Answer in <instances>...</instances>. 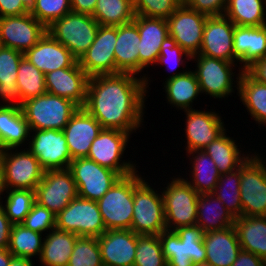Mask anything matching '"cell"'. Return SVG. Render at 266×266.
<instances>
[{
	"label": "cell",
	"instance_id": "18",
	"mask_svg": "<svg viewBox=\"0 0 266 266\" xmlns=\"http://www.w3.org/2000/svg\"><path fill=\"white\" fill-rule=\"evenodd\" d=\"M47 28L30 13L0 17V46L22 53L45 35Z\"/></svg>",
	"mask_w": 266,
	"mask_h": 266
},
{
	"label": "cell",
	"instance_id": "15",
	"mask_svg": "<svg viewBox=\"0 0 266 266\" xmlns=\"http://www.w3.org/2000/svg\"><path fill=\"white\" fill-rule=\"evenodd\" d=\"M26 148L45 171L67 169L72 161L63 130H30Z\"/></svg>",
	"mask_w": 266,
	"mask_h": 266
},
{
	"label": "cell",
	"instance_id": "2",
	"mask_svg": "<svg viewBox=\"0 0 266 266\" xmlns=\"http://www.w3.org/2000/svg\"><path fill=\"white\" fill-rule=\"evenodd\" d=\"M144 179L139 171L120 177L97 201L106 230L131 229L133 191Z\"/></svg>",
	"mask_w": 266,
	"mask_h": 266
},
{
	"label": "cell",
	"instance_id": "9",
	"mask_svg": "<svg viewBox=\"0 0 266 266\" xmlns=\"http://www.w3.org/2000/svg\"><path fill=\"white\" fill-rule=\"evenodd\" d=\"M265 159L263 154L254 151L240 166L242 216H266Z\"/></svg>",
	"mask_w": 266,
	"mask_h": 266
},
{
	"label": "cell",
	"instance_id": "44",
	"mask_svg": "<svg viewBox=\"0 0 266 266\" xmlns=\"http://www.w3.org/2000/svg\"><path fill=\"white\" fill-rule=\"evenodd\" d=\"M191 58L192 57L176 43L173 37L168 35L161 45L155 67L156 65L159 67H161L160 65H165V67L168 68V71L170 70L172 72L167 78H165L168 80L186 73L188 71L187 68L186 70L183 69L180 71L178 65L183 66L187 64L189 61H191ZM185 59L187 61H185ZM176 68L178 69L176 70Z\"/></svg>",
	"mask_w": 266,
	"mask_h": 266
},
{
	"label": "cell",
	"instance_id": "29",
	"mask_svg": "<svg viewBox=\"0 0 266 266\" xmlns=\"http://www.w3.org/2000/svg\"><path fill=\"white\" fill-rule=\"evenodd\" d=\"M140 36L137 24L132 21L117 26V40L115 44V64L121 73L139 75Z\"/></svg>",
	"mask_w": 266,
	"mask_h": 266
},
{
	"label": "cell",
	"instance_id": "59",
	"mask_svg": "<svg viewBox=\"0 0 266 266\" xmlns=\"http://www.w3.org/2000/svg\"><path fill=\"white\" fill-rule=\"evenodd\" d=\"M3 191L2 189V173H1V158H0V194Z\"/></svg>",
	"mask_w": 266,
	"mask_h": 266
},
{
	"label": "cell",
	"instance_id": "49",
	"mask_svg": "<svg viewBox=\"0 0 266 266\" xmlns=\"http://www.w3.org/2000/svg\"><path fill=\"white\" fill-rule=\"evenodd\" d=\"M55 214L47 208L34 203L30 212L27 214L24 221L21 223L25 228L41 234H47L55 228Z\"/></svg>",
	"mask_w": 266,
	"mask_h": 266
},
{
	"label": "cell",
	"instance_id": "51",
	"mask_svg": "<svg viewBox=\"0 0 266 266\" xmlns=\"http://www.w3.org/2000/svg\"><path fill=\"white\" fill-rule=\"evenodd\" d=\"M29 11L21 0H0V17L19 16Z\"/></svg>",
	"mask_w": 266,
	"mask_h": 266
},
{
	"label": "cell",
	"instance_id": "58",
	"mask_svg": "<svg viewBox=\"0 0 266 266\" xmlns=\"http://www.w3.org/2000/svg\"><path fill=\"white\" fill-rule=\"evenodd\" d=\"M22 3L29 9L31 10L32 7L35 5V3L37 2V0H21Z\"/></svg>",
	"mask_w": 266,
	"mask_h": 266
},
{
	"label": "cell",
	"instance_id": "16",
	"mask_svg": "<svg viewBox=\"0 0 266 266\" xmlns=\"http://www.w3.org/2000/svg\"><path fill=\"white\" fill-rule=\"evenodd\" d=\"M116 40L117 26H99L95 40L78 60L89 77L121 73L115 64Z\"/></svg>",
	"mask_w": 266,
	"mask_h": 266
},
{
	"label": "cell",
	"instance_id": "39",
	"mask_svg": "<svg viewBox=\"0 0 266 266\" xmlns=\"http://www.w3.org/2000/svg\"><path fill=\"white\" fill-rule=\"evenodd\" d=\"M102 26H119L134 21L133 0H97L91 15Z\"/></svg>",
	"mask_w": 266,
	"mask_h": 266
},
{
	"label": "cell",
	"instance_id": "55",
	"mask_svg": "<svg viewBox=\"0 0 266 266\" xmlns=\"http://www.w3.org/2000/svg\"><path fill=\"white\" fill-rule=\"evenodd\" d=\"M97 0H71V9L74 13L92 15Z\"/></svg>",
	"mask_w": 266,
	"mask_h": 266
},
{
	"label": "cell",
	"instance_id": "5",
	"mask_svg": "<svg viewBox=\"0 0 266 266\" xmlns=\"http://www.w3.org/2000/svg\"><path fill=\"white\" fill-rule=\"evenodd\" d=\"M30 130H63L79 108L66 98L45 93L20 106Z\"/></svg>",
	"mask_w": 266,
	"mask_h": 266
},
{
	"label": "cell",
	"instance_id": "24",
	"mask_svg": "<svg viewBox=\"0 0 266 266\" xmlns=\"http://www.w3.org/2000/svg\"><path fill=\"white\" fill-rule=\"evenodd\" d=\"M103 128L84 108H78L64 127L71 159L87 157L92 142Z\"/></svg>",
	"mask_w": 266,
	"mask_h": 266
},
{
	"label": "cell",
	"instance_id": "42",
	"mask_svg": "<svg viewBox=\"0 0 266 266\" xmlns=\"http://www.w3.org/2000/svg\"><path fill=\"white\" fill-rule=\"evenodd\" d=\"M213 194L223 203L234 219L241 217L240 168L221 174Z\"/></svg>",
	"mask_w": 266,
	"mask_h": 266
},
{
	"label": "cell",
	"instance_id": "30",
	"mask_svg": "<svg viewBox=\"0 0 266 266\" xmlns=\"http://www.w3.org/2000/svg\"><path fill=\"white\" fill-rule=\"evenodd\" d=\"M227 130L203 149L215 162L220 174H226L240 168L253 153L251 151L244 152V149L240 147L241 144L236 142L229 134L227 135Z\"/></svg>",
	"mask_w": 266,
	"mask_h": 266
},
{
	"label": "cell",
	"instance_id": "8",
	"mask_svg": "<svg viewBox=\"0 0 266 266\" xmlns=\"http://www.w3.org/2000/svg\"><path fill=\"white\" fill-rule=\"evenodd\" d=\"M146 180L133 191L131 230L137 235H159L167 230L161 189L157 191Z\"/></svg>",
	"mask_w": 266,
	"mask_h": 266
},
{
	"label": "cell",
	"instance_id": "11",
	"mask_svg": "<svg viewBox=\"0 0 266 266\" xmlns=\"http://www.w3.org/2000/svg\"><path fill=\"white\" fill-rule=\"evenodd\" d=\"M99 26L91 15L70 12L47 27V32L79 60L95 40Z\"/></svg>",
	"mask_w": 266,
	"mask_h": 266
},
{
	"label": "cell",
	"instance_id": "26",
	"mask_svg": "<svg viewBox=\"0 0 266 266\" xmlns=\"http://www.w3.org/2000/svg\"><path fill=\"white\" fill-rule=\"evenodd\" d=\"M233 47L238 70H245L254 61L266 57V25H235Z\"/></svg>",
	"mask_w": 266,
	"mask_h": 266
},
{
	"label": "cell",
	"instance_id": "12",
	"mask_svg": "<svg viewBox=\"0 0 266 266\" xmlns=\"http://www.w3.org/2000/svg\"><path fill=\"white\" fill-rule=\"evenodd\" d=\"M55 228L96 238L106 231L97 202L80 197L73 199L55 216Z\"/></svg>",
	"mask_w": 266,
	"mask_h": 266
},
{
	"label": "cell",
	"instance_id": "7",
	"mask_svg": "<svg viewBox=\"0 0 266 266\" xmlns=\"http://www.w3.org/2000/svg\"><path fill=\"white\" fill-rule=\"evenodd\" d=\"M0 158L2 189L35 191L45 170L26 147L1 150Z\"/></svg>",
	"mask_w": 266,
	"mask_h": 266
},
{
	"label": "cell",
	"instance_id": "34",
	"mask_svg": "<svg viewBox=\"0 0 266 266\" xmlns=\"http://www.w3.org/2000/svg\"><path fill=\"white\" fill-rule=\"evenodd\" d=\"M241 250L266 261V216H241L234 221Z\"/></svg>",
	"mask_w": 266,
	"mask_h": 266
},
{
	"label": "cell",
	"instance_id": "3",
	"mask_svg": "<svg viewBox=\"0 0 266 266\" xmlns=\"http://www.w3.org/2000/svg\"><path fill=\"white\" fill-rule=\"evenodd\" d=\"M203 230L198 226L165 230L159 234L162 253L168 266H193L206 261Z\"/></svg>",
	"mask_w": 266,
	"mask_h": 266
},
{
	"label": "cell",
	"instance_id": "22",
	"mask_svg": "<svg viewBox=\"0 0 266 266\" xmlns=\"http://www.w3.org/2000/svg\"><path fill=\"white\" fill-rule=\"evenodd\" d=\"M89 76L77 62L73 67L60 68L45 74L47 93L71 100L79 108L86 102Z\"/></svg>",
	"mask_w": 266,
	"mask_h": 266
},
{
	"label": "cell",
	"instance_id": "60",
	"mask_svg": "<svg viewBox=\"0 0 266 266\" xmlns=\"http://www.w3.org/2000/svg\"><path fill=\"white\" fill-rule=\"evenodd\" d=\"M193 266H212V265H210L207 262H204V263H199V264H193Z\"/></svg>",
	"mask_w": 266,
	"mask_h": 266
},
{
	"label": "cell",
	"instance_id": "43",
	"mask_svg": "<svg viewBox=\"0 0 266 266\" xmlns=\"http://www.w3.org/2000/svg\"><path fill=\"white\" fill-rule=\"evenodd\" d=\"M16 83L23 102L47 93L45 74L25 57L20 61Z\"/></svg>",
	"mask_w": 266,
	"mask_h": 266
},
{
	"label": "cell",
	"instance_id": "56",
	"mask_svg": "<svg viewBox=\"0 0 266 266\" xmlns=\"http://www.w3.org/2000/svg\"><path fill=\"white\" fill-rule=\"evenodd\" d=\"M33 259L13 257L8 266H34Z\"/></svg>",
	"mask_w": 266,
	"mask_h": 266
},
{
	"label": "cell",
	"instance_id": "32",
	"mask_svg": "<svg viewBox=\"0 0 266 266\" xmlns=\"http://www.w3.org/2000/svg\"><path fill=\"white\" fill-rule=\"evenodd\" d=\"M162 84L166 101L171 108L175 107L178 111L195 109L192 104L197 101L199 95H202L197 77L191 69L182 75L163 81Z\"/></svg>",
	"mask_w": 266,
	"mask_h": 266
},
{
	"label": "cell",
	"instance_id": "25",
	"mask_svg": "<svg viewBox=\"0 0 266 266\" xmlns=\"http://www.w3.org/2000/svg\"><path fill=\"white\" fill-rule=\"evenodd\" d=\"M24 57L46 74L60 68L73 67L78 59L48 32L24 53Z\"/></svg>",
	"mask_w": 266,
	"mask_h": 266
},
{
	"label": "cell",
	"instance_id": "54",
	"mask_svg": "<svg viewBox=\"0 0 266 266\" xmlns=\"http://www.w3.org/2000/svg\"><path fill=\"white\" fill-rule=\"evenodd\" d=\"M254 79L266 84V57L254 61L245 69Z\"/></svg>",
	"mask_w": 266,
	"mask_h": 266
},
{
	"label": "cell",
	"instance_id": "14",
	"mask_svg": "<svg viewBox=\"0 0 266 266\" xmlns=\"http://www.w3.org/2000/svg\"><path fill=\"white\" fill-rule=\"evenodd\" d=\"M76 197H78L77 186L68 168L45 171L35 189L36 203L55 215Z\"/></svg>",
	"mask_w": 266,
	"mask_h": 266
},
{
	"label": "cell",
	"instance_id": "17",
	"mask_svg": "<svg viewBox=\"0 0 266 266\" xmlns=\"http://www.w3.org/2000/svg\"><path fill=\"white\" fill-rule=\"evenodd\" d=\"M207 17L182 2L167 19L169 35L191 57L199 54Z\"/></svg>",
	"mask_w": 266,
	"mask_h": 266
},
{
	"label": "cell",
	"instance_id": "10",
	"mask_svg": "<svg viewBox=\"0 0 266 266\" xmlns=\"http://www.w3.org/2000/svg\"><path fill=\"white\" fill-rule=\"evenodd\" d=\"M131 135L122 130L103 128L92 142L87 158L116 171L121 177L134 173L139 165L129 158L127 161L123 159L126 147L130 148Z\"/></svg>",
	"mask_w": 266,
	"mask_h": 266
},
{
	"label": "cell",
	"instance_id": "45",
	"mask_svg": "<svg viewBox=\"0 0 266 266\" xmlns=\"http://www.w3.org/2000/svg\"><path fill=\"white\" fill-rule=\"evenodd\" d=\"M134 266H168L159 235H139Z\"/></svg>",
	"mask_w": 266,
	"mask_h": 266
},
{
	"label": "cell",
	"instance_id": "52",
	"mask_svg": "<svg viewBox=\"0 0 266 266\" xmlns=\"http://www.w3.org/2000/svg\"><path fill=\"white\" fill-rule=\"evenodd\" d=\"M232 266H266V261L254 253L241 250Z\"/></svg>",
	"mask_w": 266,
	"mask_h": 266
},
{
	"label": "cell",
	"instance_id": "13",
	"mask_svg": "<svg viewBox=\"0 0 266 266\" xmlns=\"http://www.w3.org/2000/svg\"><path fill=\"white\" fill-rule=\"evenodd\" d=\"M68 169L76 183L78 197L96 202L121 177L87 157L73 159Z\"/></svg>",
	"mask_w": 266,
	"mask_h": 266
},
{
	"label": "cell",
	"instance_id": "36",
	"mask_svg": "<svg viewBox=\"0 0 266 266\" xmlns=\"http://www.w3.org/2000/svg\"><path fill=\"white\" fill-rule=\"evenodd\" d=\"M234 221L235 219L213 193L198 195L196 225L204 233L226 229L233 226Z\"/></svg>",
	"mask_w": 266,
	"mask_h": 266
},
{
	"label": "cell",
	"instance_id": "28",
	"mask_svg": "<svg viewBox=\"0 0 266 266\" xmlns=\"http://www.w3.org/2000/svg\"><path fill=\"white\" fill-rule=\"evenodd\" d=\"M30 132L20 106L0 105V151L22 146L25 148Z\"/></svg>",
	"mask_w": 266,
	"mask_h": 266
},
{
	"label": "cell",
	"instance_id": "33",
	"mask_svg": "<svg viewBox=\"0 0 266 266\" xmlns=\"http://www.w3.org/2000/svg\"><path fill=\"white\" fill-rule=\"evenodd\" d=\"M186 157L191 162L189 164L191 166L188 167L191 170H188V172H190L189 178H185L184 176L182 178L186 180L198 194L213 193L221 175L215 162L203 150L187 152Z\"/></svg>",
	"mask_w": 266,
	"mask_h": 266
},
{
	"label": "cell",
	"instance_id": "50",
	"mask_svg": "<svg viewBox=\"0 0 266 266\" xmlns=\"http://www.w3.org/2000/svg\"><path fill=\"white\" fill-rule=\"evenodd\" d=\"M189 8L207 16L224 15L228 0H183Z\"/></svg>",
	"mask_w": 266,
	"mask_h": 266
},
{
	"label": "cell",
	"instance_id": "31",
	"mask_svg": "<svg viewBox=\"0 0 266 266\" xmlns=\"http://www.w3.org/2000/svg\"><path fill=\"white\" fill-rule=\"evenodd\" d=\"M24 53L0 46V105L23 104L17 86V72ZM2 100V101H1Z\"/></svg>",
	"mask_w": 266,
	"mask_h": 266
},
{
	"label": "cell",
	"instance_id": "46",
	"mask_svg": "<svg viewBox=\"0 0 266 266\" xmlns=\"http://www.w3.org/2000/svg\"><path fill=\"white\" fill-rule=\"evenodd\" d=\"M67 266H104L97 238L78 236Z\"/></svg>",
	"mask_w": 266,
	"mask_h": 266
},
{
	"label": "cell",
	"instance_id": "37",
	"mask_svg": "<svg viewBox=\"0 0 266 266\" xmlns=\"http://www.w3.org/2000/svg\"><path fill=\"white\" fill-rule=\"evenodd\" d=\"M78 235L52 229L45 234L39 261L42 266H67Z\"/></svg>",
	"mask_w": 266,
	"mask_h": 266
},
{
	"label": "cell",
	"instance_id": "21",
	"mask_svg": "<svg viewBox=\"0 0 266 266\" xmlns=\"http://www.w3.org/2000/svg\"><path fill=\"white\" fill-rule=\"evenodd\" d=\"M234 23L225 15L208 16L199 54L235 63Z\"/></svg>",
	"mask_w": 266,
	"mask_h": 266
},
{
	"label": "cell",
	"instance_id": "35",
	"mask_svg": "<svg viewBox=\"0 0 266 266\" xmlns=\"http://www.w3.org/2000/svg\"><path fill=\"white\" fill-rule=\"evenodd\" d=\"M238 95L248 115L258 127L266 125V84L254 79L246 70L240 75Z\"/></svg>",
	"mask_w": 266,
	"mask_h": 266
},
{
	"label": "cell",
	"instance_id": "41",
	"mask_svg": "<svg viewBox=\"0 0 266 266\" xmlns=\"http://www.w3.org/2000/svg\"><path fill=\"white\" fill-rule=\"evenodd\" d=\"M35 202V191L28 189H3L0 194V207L12 224H21Z\"/></svg>",
	"mask_w": 266,
	"mask_h": 266
},
{
	"label": "cell",
	"instance_id": "4",
	"mask_svg": "<svg viewBox=\"0 0 266 266\" xmlns=\"http://www.w3.org/2000/svg\"><path fill=\"white\" fill-rule=\"evenodd\" d=\"M191 61H195L196 63V68L193 71L200 85L201 94H206L209 95L210 98H218L219 100L223 98L226 99V97L228 98L230 95L232 96V93H235L236 89L238 94V84L241 72L243 71L239 70L237 72L238 74H235L236 71L234 72V70L237 69L236 66L238 63H232L200 54L192 56ZM234 87L236 89H234Z\"/></svg>",
	"mask_w": 266,
	"mask_h": 266
},
{
	"label": "cell",
	"instance_id": "19",
	"mask_svg": "<svg viewBox=\"0 0 266 266\" xmlns=\"http://www.w3.org/2000/svg\"><path fill=\"white\" fill-rule=\"evenodd\" d=\"M134 22L138 26L140 36L139 50V73L144 78L146 85V93L151 85L150 75L144 74V69L151 65H155L159 56L161 45L165 38L169 35V27L167 19L145 17L135 15ZM147 67V68H146Z\"/></svg>",
	"mask_w": 266,
	"mask_h": 266
},
{
	"label": "cell",
	"instance_id": "53",
	"mask_svg": "<svg viewBox=\"0 0 266 266\" xmlns=\"http://www.w3.org/2000/svg\"><path fill=\"white\" fill-rule=\"evenodd\" d=\"M12 223L0 207V249L8 248Z\"/></svg>",
	"mask_w": 266,
	"mask_h": 266
},
{
	"label": "cell",
	"instance_id": "6",
	"mask_svg": "<svg viewBox=\"0 0 266 266\" xmlns=\"http://www.w3.org/2000/svg\"><path fill=\"white\" fill-rule=\"evenodd\" d=\"M161 190L167 230L194 226L197 220L198 193L179 174Z\"/></svg>",
	"mask_w": 266,
	"mask_h": 266
},
{
	"label": "cell",
	"instance_id": "20",
	"mask_svg": "<svg viewBox=\"0 0 266 266\" xmlns=\"http://www.w3.org/2000/svg\"><path fill=\"white\" fill-rule=\"evenodd\" d=\"M191 109L183 111L186 116L185 146L187 152L202 151L207 145L219 137L225 130V123L216 111ZM213 111V112H212Z\"/></svg>",
	"mask_w": 266,
	"mask_h": 266
},
{
	"label": "cell",
	"instance_id": "23",
	"mask_svg": "<svg viewBox=\"0 0 266 266\" xmlns=\"http://www.w3.org/2000/svg\"><path fill=\"white\" fill-rule=\"evenodd\" d=\"M137 235L131 229L106 230L97 238L104 266H134Z\"/></svg>",
	"mask_w": 266,
	"mask_h": 266
},
{
	"label": "cell",
	"instance_id": "48",
	"mask_svg": "<svg viewBox=\"0 0 266 266\" xmlns=\"http://www.w3.org/2000/svg\"><path fill=\"white\" fill-rule=\"evenodd\" d=\"M135 15L168 19L183 0H133Z\"/></svg>",
	"mask_w": 266,
	"mask_h": 266
},
{
	"label": "cell",
	"instance_id": "57",
	"mask_svg": "<svg viewBox=\"0 0 266 266\" xmlns=\"http://www.w3.org/2000/svg\"><path fill=\"white\" fill-rule=\"evenodd\" d=\"M13 257L8 248L0 249V266H8Z\"/></svg>",
	"mask_w": 266,
	"mask_h": 266
},
{
	"label": "cell",
	"instance_id": "40",
	"mask_svg": "<svg viewBox=\"0 0 266 266\" xmlns=\"http://www.w3.org/2000/svg\"><path fill=\"white\" fill-rule=\"evenodd\" d=\"M44 234L25 228L22 224H13L10 231L8 250L14 257L40 258Z\"/></svg>",
	"mask_w": 266,
	"mask_h": 266
},
{
	"label": "cell",
	"instance_id": "38",
	"mask_svg": "<svg viewBox=\"0 0 266 266\" xmlns=\"http://www.w3.org/2000/svg\"><path fill=\"white\" fill-rule=\"evenodd\" d=\"M224 15L236 26H264L266 0H228Z\"/></svg>",
	"mask_w": 266,
	"mask_h": 266
},
{
	"label": "cell",
	"instance_id": "1",
	"mask_svg": "<svg viewBox=\"0 0 266 266\" xmlns=\"http://www.w3.org/2000/svg\"><path fill=\"white\" fill-rule=\"evenodd\" d=\"M146 95L141 76L132 73L96 75L89 77L83 108L102 128L133 134L144 125Z\"/></svg>",
	"mask_w": 266,
	"mask_h": 266
},
{
	"label": "cell",
	"instance_id": "27",
	"mask_svg": "<svg viewBox=\"0 0 266 266\" xmlns=\"http://www.w3.org/2000/svg\"><path fill=\"white\" fill-rule=\"evenodd\" d=\"M203 243L206 248L205 262L212 266H232L241 251L234 225L204 233Z\"/></svg>",
	"mask_w": 266,
	"mask_h": 266
},
{
	"label": "cell",
	"instance_id": "47",
	"mask_svg": "<svg viewBox=\"0 0 266 266\" xmlns=\"http://www.w3.org/2000/svg\"><path fill=\"white\" fill-rule=\"evenodd\" d=\"M70 12L71 0H37L29 11L46 28Z\"/></svg>",
	"mask_w": 266,
	"mask_h": 266
}]
</instances>
